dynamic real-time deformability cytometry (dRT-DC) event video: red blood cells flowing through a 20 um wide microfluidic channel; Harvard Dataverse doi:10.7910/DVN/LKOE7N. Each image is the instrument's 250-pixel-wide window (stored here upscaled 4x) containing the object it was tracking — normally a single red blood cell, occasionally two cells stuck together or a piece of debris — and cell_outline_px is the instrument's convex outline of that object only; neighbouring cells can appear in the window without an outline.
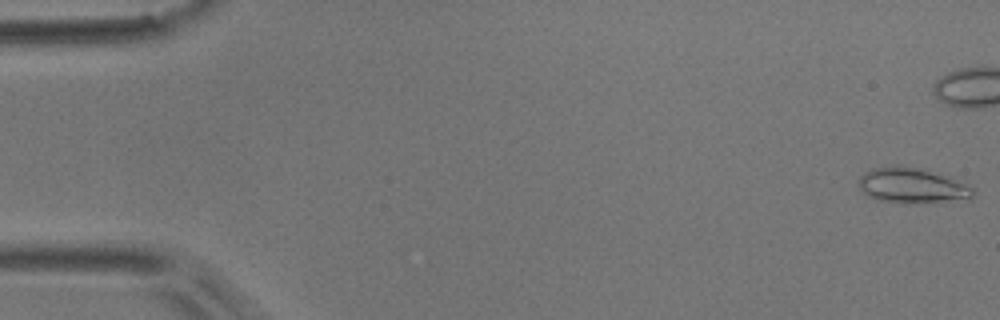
{"species": "common noctule bat (a hibernating species)", "species_latin": "Nyctalus noctula", "temperature_condition": "room temperature", "stored_images_in_passage": 3, "camera_frame_rate_fps": 3000, "um_per_image_px": 0.085, "animal": {"sex": "male", "body_mass_g": 17.9}, "frame": {"image": 1, "passage_image": 1, "time_ms": 0.0, "image_size_px": [1000, 320], "cell_outline_px": [[976, 192], [972, 200], [908, 204], [904, 204], [880, 200], [868, 196], [856, 184], [856, 180], [864, 172], [872, 168], [896, 164], [924, 168], [948, 176], [976, 188]], "centroid_in_image_um": [77.58, 15.77], "position_along_channel_um": 7.4, "area_um2": 24.62}}